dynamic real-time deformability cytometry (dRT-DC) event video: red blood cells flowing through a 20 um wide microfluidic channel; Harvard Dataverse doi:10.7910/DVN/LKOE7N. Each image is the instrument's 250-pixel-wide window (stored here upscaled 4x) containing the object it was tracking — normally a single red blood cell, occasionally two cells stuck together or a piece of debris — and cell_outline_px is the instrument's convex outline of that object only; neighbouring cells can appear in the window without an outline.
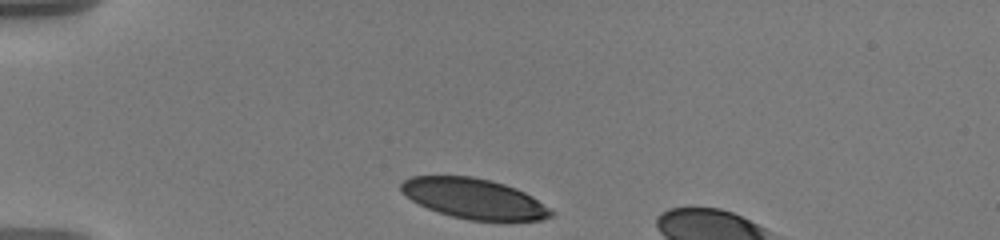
{"species": "human", "species_latin": "Homo sapiens", "temperature_condition": "warm", "stored_images_in_passage": 36, "camera_frame_rate_fps": 3000, "um_per_image_px": 0.085, "donor": {"sex": "male"}, "frame": {"image": 1, "passage_image": 1, "time_ms": 0.0, "image_size_px": [1000, 240], "cell_outline_px": [[552, 216], [540, 220], [468, 220], [452, 216], [428, 208], [412, 200], [400, 188], [400, 184], [404, 180], [412, 176], [472, 176], [492, 180], [516, 188], [532, 196], [548, 208], [552, 212]], "centroid_in_image_um": [40.28, 16.87], "position_along_channel_um": 44.7, "area_um2": 34.62}}
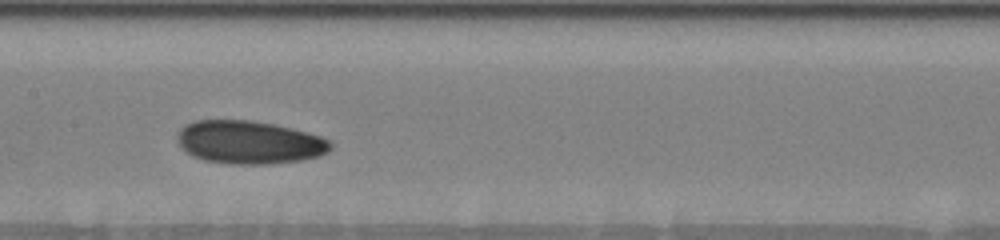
{"frame": {"image": 2, "passage_image": 16, "time_ms": 5.0, "image_size_px": [1000, 240], "cell_outline_px": [[332, 148], [328, 152], [320, 156], [300, 160], [272, 164], [228, 164], [208, 160], [192, 156], [180, 148], [176, 140], [176, 136], [180, 128], [196, 120], [248, 120], [272, 124], [292, 128], [308, 132], [320, 136], [328, 140], [332, 144]], "centroid_in_image_um": [21.17, 12.1], "position_along_channel_um": 186.2, "area_um2": 38.67}}
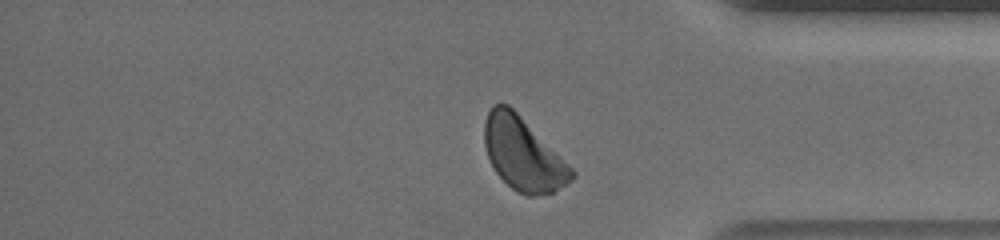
{"frame": {"image": 3, "passage_image": 34, "time_ms": 11.0, "image_size_px": [1000, 240], "cell_outline_px": [[576, 176], [572, 180], [552, 192], [536, 196], [528, 196], [516, 192], [496, 172], [488, 156], [484, 144], [484, 124], [488, 112], [492, 104], [508, 104], [576, 172]], "centroid_in_image_um": [44.45, 13.11], "position_along_channel_um": 390.8, "area_um2": 36.36}, "authors_computed_cell_mechanics": {"area_um2": 37.4544, "velocity_mm_per_s": 3.5647, "shape_relaxation_time_tau1_ms": 2.7649, "shape_relaxation_time_tau2_ms": 5.5499, "deformation_change_tau1": 0.0701, "deformation_change_tau2": 0.1183}}